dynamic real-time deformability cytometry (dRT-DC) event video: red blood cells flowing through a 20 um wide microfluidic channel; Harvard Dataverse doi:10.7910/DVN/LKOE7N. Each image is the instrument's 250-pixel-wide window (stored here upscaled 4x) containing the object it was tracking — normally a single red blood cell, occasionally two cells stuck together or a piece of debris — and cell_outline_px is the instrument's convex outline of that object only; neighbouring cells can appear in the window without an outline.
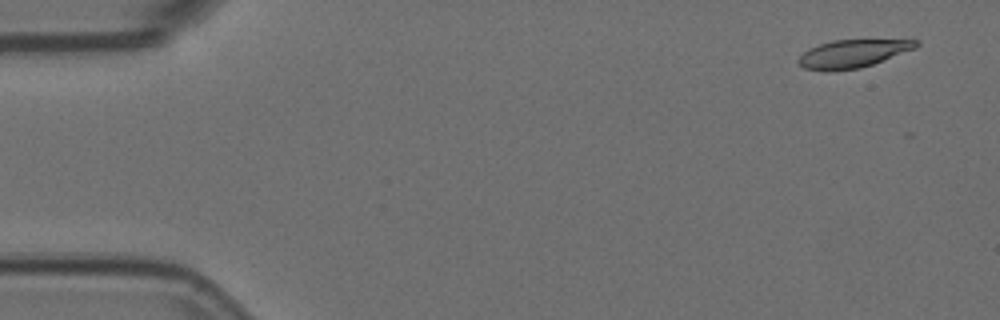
{"species": "Egyptian fruit bat (a non-hibernating species)", "species_latin": "Rousettus aegyptiacus", "temperature_condition": "room temperature", "stored_images_in_passage": 55, "camera_frame_rate_fps": 3000, "um_per_image_px": 0.085, "animal": {"sex": "female"}, "frame": {"image": 1, "passage_image": 1, "time_ms": 0.0, "image_size_px": [1000, 320], "cell_outline_px": [[920, 44], [916, 48], [872, 64], [860, 68], [804, 68], [796, 60], [808, 48], [832, 40], [920, 40]], "centroid_in_image_um": [72.54, 4.51], "position_along_channel_um": 12.5, "area_um2": 18.32}}
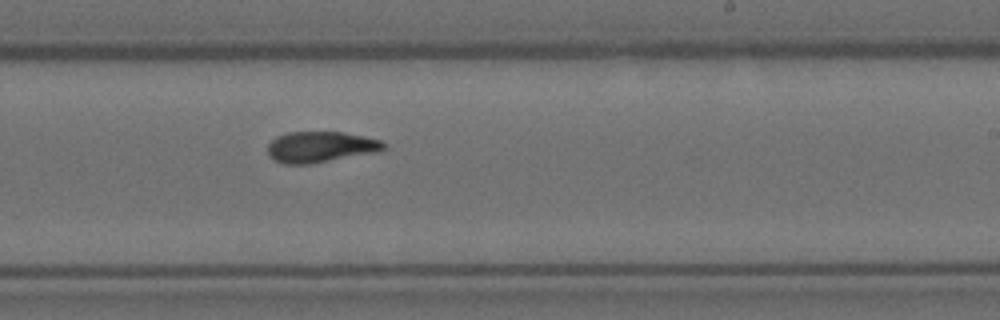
{"frame": {"image": 2, "passage_image": 32, "time_ms": 10.333, "image_size_px": [1000, 320], "cell_outline_px": [[388, 148], [380, 152], [308, 164], [284, 164], [268, 156], [268, 144], [276, 136], [288, 132], [344, 132], [364, 136], [380, 140], [388, 144]], "centroid_in_image_um": [27.3, 12.49], "position_along_channel_um": 261.7, "area_um2": 21.15}}
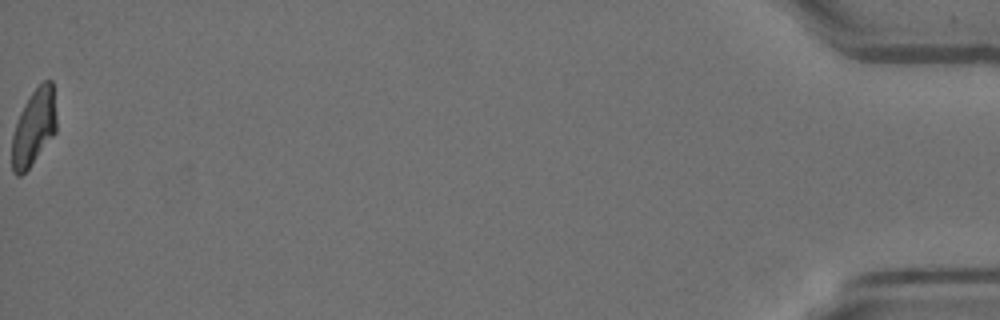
{"frame": {"image": 3, "passage_image": 55, "time_ms": 18.0, "image_size_px": [1000, 320], "cell_outline_px": [[56, 132], [28, 168], [20, 176], [16, 176], [12, 172], [12, 136], [20, 112], [24, 104], [32, 92], [44, 80], [52, 80], [56, 116]], "centroid_in_image_um": [2.87, 10.83], "position_along_channel_um": 432.3, "area_um2": 19.54}, "authors_computed_cell_mechanics": {"area_um2": 20.7502, "velocity_mm_per_s": 3.5803, "shape_relaxation_time_tau1_ms": 6.7363, "shape_relaxation_time_tau2_ms": 1.9617, "deformation_change_tau1": 0.2208, "deformation_change_tau2": 0.0815}}